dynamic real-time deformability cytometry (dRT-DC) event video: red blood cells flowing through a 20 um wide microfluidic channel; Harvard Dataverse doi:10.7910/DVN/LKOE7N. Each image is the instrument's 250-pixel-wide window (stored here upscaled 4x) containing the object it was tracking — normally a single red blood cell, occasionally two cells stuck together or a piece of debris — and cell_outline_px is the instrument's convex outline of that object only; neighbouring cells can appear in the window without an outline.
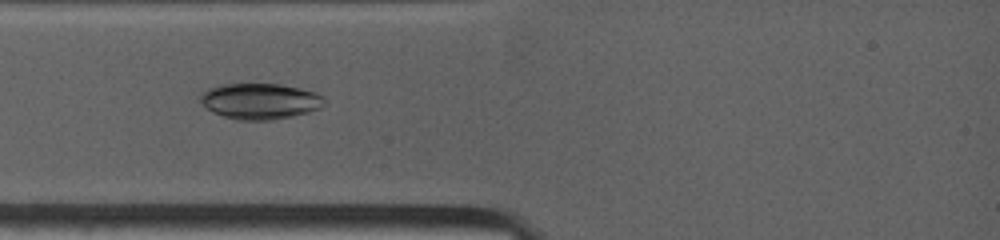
{"species": "common noctule bat (a hibernating species)", "species_latin": "Nyctalus noctula", "temperature_condition": "warm", "stored_images_in_passage": 59, "camera_frame_rate_fps": 4500, "um_per_image_px": 0.085, "animal": {"sex": "female", "body_mass_g": 19.0, "forearm_length_mm": 53.3}, "frame": {"image": 1, "passage_image": 1, "time_ms": 0.0, "image_size_px": [1000, 240], "cell_outline_px": [[324, 104], [320, 108], [308, 112], [292, 116], [272, 120], [240, 120], [224, 116], [212, 112], [200, 100], [200, 92], [208, 88], [224, 84], [280, 84], [300, 88], [316, 92], [324, 96]], "centroid_in_image_um": [22.11, 8.59], "position_along_channel_um": 62.9, "area_um2": 25.89}}
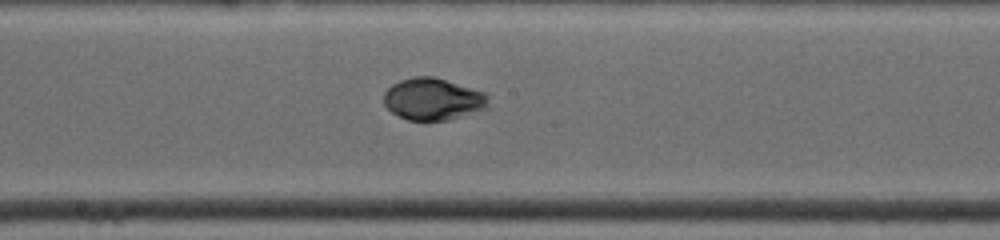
{"frame": {"image": 2, "passage_image": 27, "time_ms": 3.778, "image_size_px": [1000, 240], "cell_outline_px": [[488, 108], [448, 120], [408, 120], [392, 112], [384, 104], [384, 92], [392, 84], [400, 80], [412, 76], [432, 76], [484, 92], [488, 96]], "centroid_in_image_um": [36.79, 8.42], "position_along_channel_um": 211.4, "area_um2": 25.43}}
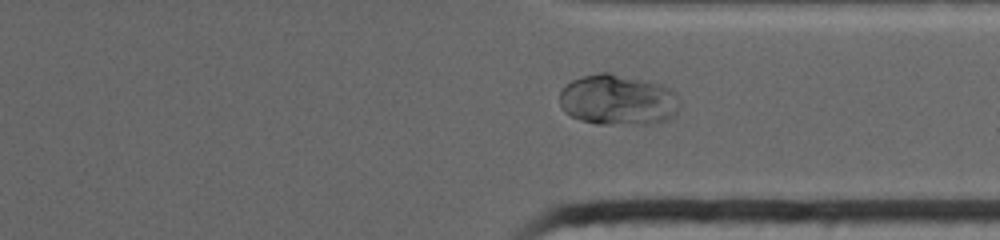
{"frame": {"image": 3, "passage_image": 49, "time_ms": 7.556, "image_size_px": [1000, 240], "cell_outline_px": [[680, 104], [676, 112], [672, 116], [664, 120], [648, 124], [596, 124], [580, 120], [564, 112], [560, 104], [560, 92], [572, 80], [584, 76], [600, 72], [608, 72], [648, 80], [664, 84], [676, 92]], "centroid_in_image_um": [52.55, 8.48], "position_along_channel_um": 358.9, "area_um2": 35.72}}